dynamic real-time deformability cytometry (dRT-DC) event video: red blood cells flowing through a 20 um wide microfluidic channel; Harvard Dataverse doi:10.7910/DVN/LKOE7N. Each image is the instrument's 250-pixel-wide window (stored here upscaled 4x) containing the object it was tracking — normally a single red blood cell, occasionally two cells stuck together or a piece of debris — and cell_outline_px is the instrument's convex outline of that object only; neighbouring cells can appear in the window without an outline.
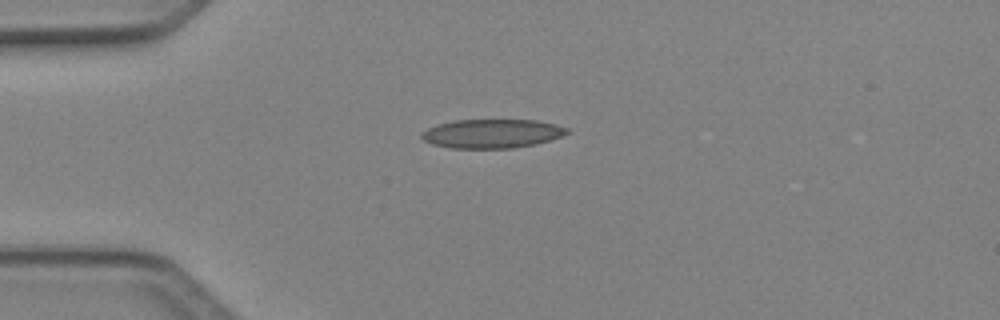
{"species": "Egyptian fruit bat (a non-hibernating species)", "species_latin": "Rousettus aegyptiacus", "temperature_condition": "cold", "stored_images_in_passage": 3, "camera_frame_rate_fps": 3000, "um_per_image_px": 0.085, "animal": {"sex": "female"}, "frame": {"image": 1, "passage_image": 1, "time_ms": 0.0, "image_size_px": [1000, 320], "cell_outline_px": [[568, 132], [560, 136], [536, 144], [512, 148], [452, 148], [432, 144], [424, 140], [420, 136], [420, 132], [436, 124], [452, 120], [536, 120], [556, 124], [568, 128]], "centroid_in_image_um": [41.77, 11.35], "position_along_channel_um": 43.2, "area_um2": 24.51}}
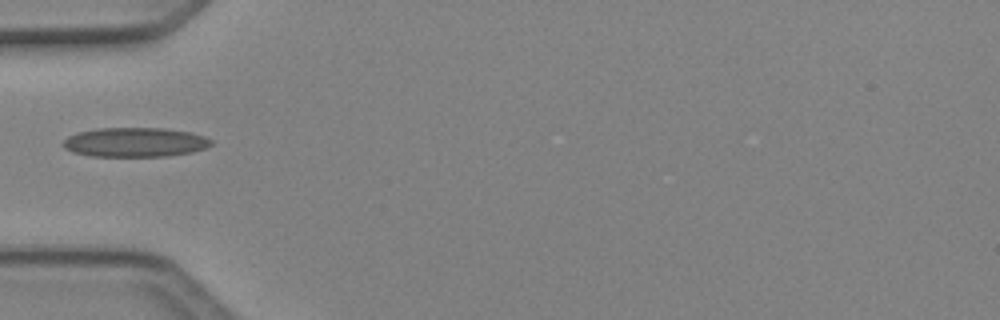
{"frame": {"image": 2, "passage_image": 2, "time_ms": 0.333, "image_size_px": [1000, 320], "cell_outline_px": [[212, 144], [204, 148], [192, 152], [168, 156], [88, 156], [72, 152], [64, 148], [60, 144], [68, 136], [76, 132], [96, 128], [164, 128], [188, 132], [204, 136], [212, 140]], "centroid_in_image_um": [11.41, 12.09], "position_along_channel_um": 73.6, "area_um2": 25.49}}
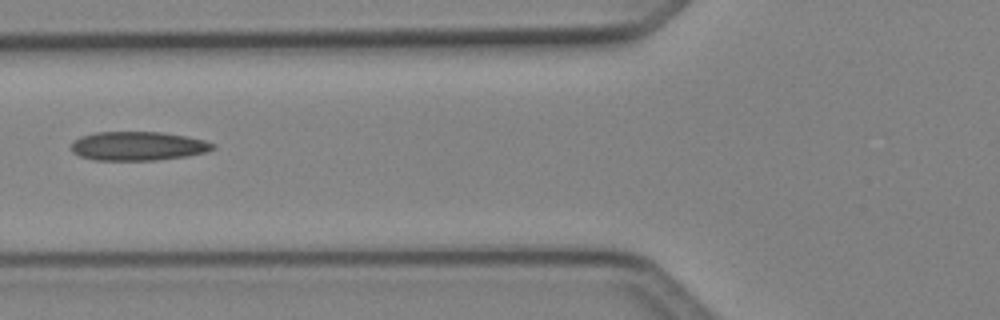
{"frame": {"image": 3, "passage_image": 3, "time_ms": 0.667, "image_size_px": [1000, 320], "cell_outline_px": [[216, 148], [204, 152], [188, 156], [156, 160], [92, 160], [80, 156], [72, 152], [72, 140], [80, 136], [96, 132], [160, 132], [184, 136], [204, 140], [216, 144]], "centroid_in_image_um": [11.7, 12.41], "position_along_channel_um": 114.1, "area_um2": 23.93}}